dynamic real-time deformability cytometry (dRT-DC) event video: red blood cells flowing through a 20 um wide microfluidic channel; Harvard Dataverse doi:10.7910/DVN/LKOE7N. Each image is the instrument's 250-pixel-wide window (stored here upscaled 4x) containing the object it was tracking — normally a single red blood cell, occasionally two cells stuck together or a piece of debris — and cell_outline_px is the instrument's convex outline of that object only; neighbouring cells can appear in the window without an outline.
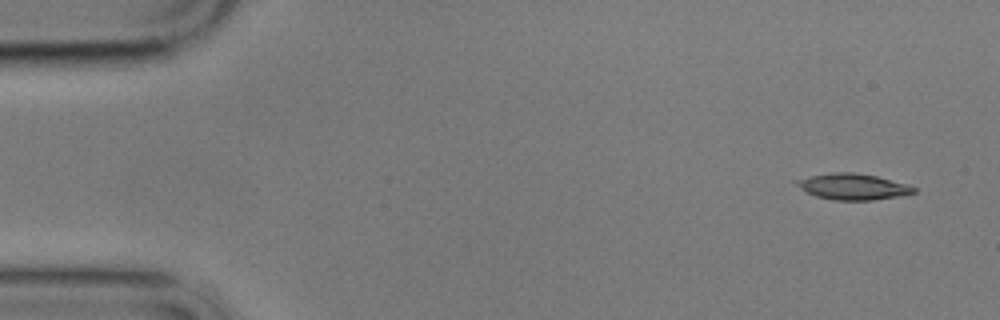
{"species": "common noctule bat (a hibernating species)", "species_latin": "Nyctalus noctula", "temperature_condition": "cold", "stored_images_in_passage": 5, "camera_frame_rate_fps": 3000, "um_per_image_px": 0.085, "animal": {"sex": "male", "body_mass_g": 17.9}, "frame": {"image": 1, "passage_image": 1, "time_ms": 0.0, "image_size_px": [1000, 320], "cell_outline_px": [[916, 192], [900, 196], [872, 200], [832, 200], [816, 196], [800, 188], [792, 180], [812, 176], [836, 172], [856, 172], [876, 176], [908, 184], [916, 188]], "centroid_in_image_um": [72.51, 15.86], "position_along_channel_um": 12.5, "area_um2": 17.74}}